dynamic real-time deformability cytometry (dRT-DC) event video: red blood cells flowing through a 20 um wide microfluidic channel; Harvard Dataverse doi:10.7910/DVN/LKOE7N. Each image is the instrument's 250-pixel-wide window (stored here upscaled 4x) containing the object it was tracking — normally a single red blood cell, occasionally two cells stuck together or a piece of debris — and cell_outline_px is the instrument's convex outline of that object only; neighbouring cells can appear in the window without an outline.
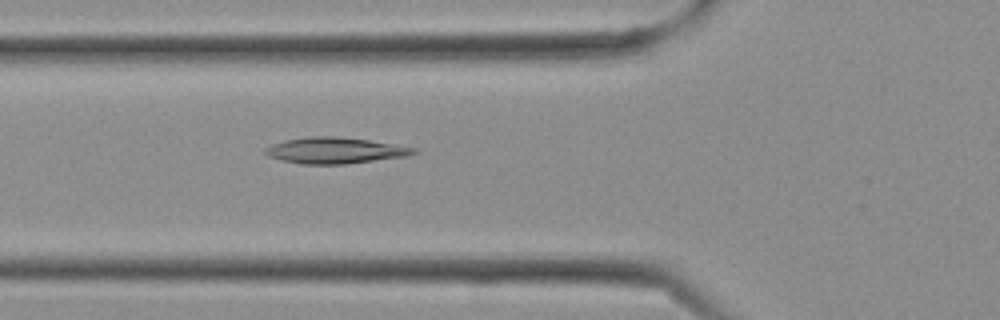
{"species": "Egyptian fruit bat (a non-hibernating species)", "species_latin": "Rousettus aegyptiacus", "temperature_condition": "cold", "stored_images_in_passage": 10, "camera_frame_rate_fps": 3000, "um_per_image_px": 0.085, "frame": {"image": 1, "passage_image": 10, "time_ms": 3.0, "image_size_px": [1000, 320], "cell_outline_px": [[416, 152], [408, 156], [344, 164], [300, 164], [280, 160], [268, 156], [264, 152], [264, 148], [272, 144], [284, 140], [308, 136], [336, 136], [368, 140], [416, 148]], "centroid_in_image_um": [28.41, 12.79], "position_along_channel_um": 97.4, "area_um2": 22.54}}